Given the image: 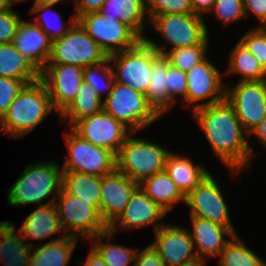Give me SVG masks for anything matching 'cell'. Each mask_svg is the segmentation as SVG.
Returning <instances> with one entry per match:
<instances>
[{"label":"cell","mask_w":266,"mask_h":266,"mask_svg":"<svg viewBox=\"0 0 266 266\" xmlns=\"http://www.w3.org/2000/svg\"><path fill=\"white\" fill-rule=\"evenodd\" d=\"M192 113L214 155L231 175L251 166L257 153L251 148L249 134L227 100L197 108Z\"/></svg>","instance_id":"1"},{"label":"cell","mask_w":266,"mask_h":266,"mask_svg":"<svg viewBox=\"0 0 266 266\" xmlns=\"http://www.w3.org/2000/svg\"><path fill=\"white\" fill-rule=\"evenodd\" d=\"M62 177L63 170L59 162H33L26 166L8 189L7 203L18 208L30 204L44 206L55 203L62 189ZM45 199L49 200L45 202Z\"/></svg>","instance_id":"2"},{"label":"cell","mask_w":266,"mask_h":266,"mask_svg":"<svg viewBox=\"0 0 266 266\" xmlns=\"http://www.w3.org/2000/svg\"><path fill=\"white\" fill-rule=\"evenodd\" d=\"M54 108L45 84L39 79L25 85L0 119V132L17 139L33 131Z\"/></svg>","instance_id":"3"},{"label":"cell","mask_w":266,"mask_h":266,"mask_svg":"<svg viewBox=\"0 0 266 266\" xmlns=\"http://www.w3.org/2000/svg\"><path fill=\"white\" fill-rule=\"evenodd\" d=\"M206 18L197 14H163L153 16L150 24L156 33L167 43L158 44L155 39L147 36L144 40L159 54L181 47L210 45ZM171 46L169 49H166Z\"/></svg>","instance_id":"4"},{"label":"cell","mask_w":266,"mask_h":266,"mask_svg":"<svg viewBox=\"0 0 266 266\" xmlns=\"http://www.w3.org/2000/svg\"><path fill=\"white\" fill-rule=\"evenodd\" d=\"M132 132L116 154V170L140 184L143 180L165 170L166 147L146 138H138Z\"/></svg>","instance_id":"5"},{"label":"cell","mask_w":266,"mask_h":266,"mask_svg":"<svg viewBox=\"0 0 266 266\" xmlns=\"http://www.w3.org/2000/svg\"><path fill=\"white\" fill-rule=\"evenodd\" d=\"M103 110L137 134L160 119L145 94L115 81L103 100Z\"/></svg>","instance_id":"6"},{"label":"cell","mask_w":266,"mask_h":266,"mask_svg":"<svg viewBox=\"0 0 266 266\" xmlns=\"http://www.w3.org/2000/svg\"><path fill=\"white\" fill-rule=\"evenodd\" d=\"M160 55L145 40L131 49L109 55L114 81L146 94L153 63Z\"/></svg>","instance_id":"7"},{"label":"cell","mask_w":266,"mask_h":266,"mask_svg":"<svg viewBox=\"0 0 266 266\" xmlns=\"http://www.w3.org/2000/svg\"><path fill=\"white\" fill-rule=\"evenodd\" d=\"M61 226L67 236L89 241L97 234L108 230L99 210L75 195L61 189L55 199Z\"/></svg>","instance_id":"8"},{"label":"cell","mask_w":266,"mask_h":266,"mask_svg":"<svg viewBox=\"0 0 266 266\" xmlns=\"http://www.w3.org/2000/svg\"><path fill=\"white\" fill-rule=\"evenodd\" d=\"M107 60L105 51L76 21L63 37L52 41V51L47 64H67L85 68Z\"/></svg>","instance_id":"9"},{"label":"cell","mask_w":266,"mask_h":266,"mask_svg":"<svg viewBox=\"0 0 266 266\" xmlns=\"http://www.w3.org/2000/svg\"><path fill=\"white\" fill-rule=\"evenodd\" d=\"M69 127L64 132V139L69 155L61 169L63 171L81 172L99 177L116 170V154L81 138Z\"/></svg>","instance_id":"10"},{"label":"cell","mask_w":266,"mask_h":266,"mask_svg":"<svg viewBox=\"0 0 266 266\" xmlns=\"http://www.w3.org/2000/svg\"><path fill=\"white\" fill-rule=\"evenodd\" d=\"M77 21L108 56L131 49L142 40L120 20L100 12L85 14Z\"/></svg>","instance_id":"11"},{"label":"cell","mask_w":266,"mask_h":266,"mask_svg":"<svg viewBox=\"0 0 266 266\" xmlns=\"http://www.w3.org/2000/svg\"><path fill=\"white\" fill-rule=\"evenodd\" d=\"M222 79L225 80L224 72L207 57L190 69L187 72L186 108L193 111L224 101L226 84Z\"/></svg>","instance_id":"12"},{"label":"cell","mask_w":266,"mask_h":266,"mask_svg":"<svg viewBox=\"0 0 266 266\" xmlns=\"http://www.w3.org/2000/svg\"><path fill=\"white\" fill-rule=\"evenodd\" d=\"M236 83L232 87L226 83L225 100L249 134L266 117V80Z\"/></svg>","instance_id":"13"},{"label":"cell","mask_w":266,"mask_h":266,"mask_svg":"<svg viewBox=\"0 0 266 266\" xmlns=\"http://www.w3.org/2000/svg\"><path fill=\"white\" fill-rule=\"evenodd\" d=\"M186 206L190 208V216H197L222 226L228 227L235 235V227L229 216L228 204L222 188L212 173L185 196Z\"/></svg>","instance_id":"14"},{"label":"cell","mask_w":266,"mask_h":266,"mask_svg":"<svg viewBox=\"0 0 266 266\" xmlns=\"http://www.w3.org/2000/svg\"><path fill=\"white\" fill-rule=\"evenodd\" d=\"M150 244L166 266L203 265L197 258L193 241L185 226L165 223Z\"/></svg>","instance_id":"15"},{"label":"cell","mask_w":266,"mask_h":266,"mask_svg":"<svg viewBox=\"0 0 266 266\" xmlns=\"http://www.w3.org/2000/svg\"><path fill=\"white\" fill-rule=\"evenodd\" d=\"M70 128L93 145L107 148L115 154L132 133L123 123L104 110L77 120Z\"/></svg>","instance_id":"16"},{"label":"cell","mask_w":266,"mask_h":266,"mask_svg":"<svg viewBox=\"0 0 266 266\" xmlns=\"http://www.w3.org/2000/svg\"><path fill=\"white\" fill-rule=\"evenodd\" d=\"M84 68L67 64H47L40 71L54 111L60 115L74 100L83 81Z\"/></svg>","instance_id":"17"},{"label":"cell","mask_w":266,"mask_h":266,"mask_svg":"<svg viewBox=\"0 0 266 266\" xmlns=\"http://www.w3.org/2000/svg\"><path fill=\"white\" fill-rule=\"evenodd\" d=\"M167 212L155 203L140 187L132 194L130 201L120 216L108 227L114 233L117 229L130 231L154 225L156 232L166 222H162Z\"/></svg>","instance_id":"18"},{"label":"cell","mask_w":266,"mask_h":266,"mask_svg":"<svg viewBox=\"0 0 266 266\" xmlns=\"http://www.w3.org/2000/svg\"><path fill=\"white\" fill-rule=\"evenodd\" d=\"M138 187L137 182L117 170L101 177L100 215L108 227L120 216Z\"/></svg>","instance_id":"19"},{"label":"cell","mask_w":266,"mask_h":266,"mask_svg":"<svg viewBox=\"0 0 266 266\" xmlns=\"http://www.w3.org/2000/svg\"><path fill=\"white\" fill-rule=\"evenodd\" d=\"M190 219L192 231L189 230V232L196 256L206 266L207 259L209 257L218 258L221 251L235 234L228 227L209 220L197 216H190Z\"/></svg>","instance_id":"20"},{"label":"cell","mask_w":266,"mask_h":266,"mask_svg":"<svg viewBox=\"0 0 266 266\" xmlns=\"http://www.w3.org/2000/svg\"><path fill=\"white\" fill-rule=\"evenodd\" d=\"M12 44L40 72L48 63L52 40L34 22L21 20Z\"/></svg>","instance_id":"21"},{"label":"cell","mask_w":266,"mask_h":266,"mask_svg":"<svg viewBox=\"0 0 266 266\" xmlns=\"http://www.w3.org/2000/svg\"><path fill=\"white\" fill-rule=\"evenodd\" d=\"M17 230L21 233L23 239L32 247L34 246L33 243L31 241L28 242V240L38 241L45 238H53V235L61 231L63 232L62 234H65L55 203L36 206Z\"/></svg>","instance_id":"22"},{"label":"cell","mask_w":266,"mask_h":266,"mask_svg":"<svg viewBox=\"0 0 266 266\" xmlns=\"http://www.w3.org/2000/svg\"><path fill=\"white\" fill-rule=\"evenodd\" d=\"M191 157H185L173 150L167 155L165 172L186 196L210 173L202 164H194Z\"/></svg>","instance_id":"23"},{"label":"cell","mask_w":266,"mask_h":266,"mask_svg":"<svg viewBox=\"0 0 266 266\" xmlns=\"http://www.w3.org/2000/svg\"><path fill=\"white\" fill-rule=\"evenodd\" d=\"M99 12L104 16L120 20L142 40L146 38L145 25L150 19L146 12L145 0H106Z\"/></svg>","instance_id":"24"},{"label":"cell","mask_w":266,"mask_h":266,"mask_svg":"<svg viewBox=\"0 0 266 266\" xmlns=\"http://www.w3.org/2000/svg\"><path fill=\"white\" fill-rule=\"evenodd\" d=\"M17 231V232H16ZM32 246L13 222L0 221V262L5 266H30Z\"/></svg>","instance_id":"25"},{"label":"cell","mask_w":266,"mask_h":266,"mask_svg":"<svg viewBox=\"0 0 266 266\" xmlns=\"http://www.w3.org/2000/svg\"><path fill=\"white\" fill-rule=\"evenodd\" d=\"M78 241L76 237L63 234L44 244L33 246L30 266H68Z\"/></svg>","instance_id":"26"},{"label":"cell","mask_w":266,"mask_h":266,"mask_svg":"<svg viewBox=\"0 0 266 266\" xmlns=\"http://www.w3.org/2000/svg\"><path fill=\"white\" fill-rule=\"evenodd\" d=\"M139 187L167 213L178 203H185V195L164 171L143 180Z\"/></svg>","instance_id":"27"},{"label":"cell","mask_w":266,"mask_h":266,"mask_svg":"<svg viewBox=\"0 0 266 266\" xmlns=\"http://www.w3.org/2000/svg\"><path fill=\"white\" fill-rule=\"evenodd\" d=\"M228 61L225 78L233 74L240 76L237 82L266 80V70L240 40L231 49Z\"/></svg>","instance_id":"28"},{"label":"cell","mask_w":266,"mask_h":266,"mask_svg":"<svg viewBox=\"0 0 266 266\" xmlns=\"http://www.w3.org/2000/svg\"><path fill=\"white\" fill-rule=\"evenodd\" d=\"M168 59L160 55L153 63L150 81L146 91L149 105L161 117L175 105L167 89Z\"/></svg>","instance_id":"29"},{"label":"cell","mask_w":266,"mask_h":266,"mask_svg":"<svg viewBox=\"0 0 266 266\" xmlns=\"http://www.w3.org/2000/svg\"><path fill=\"white\" fill-rule=\"evenodd\" d=\"M0 77L20 79L26 85L40 79V72L12 43L0 44Z\"/></svg>","instance_id":"30"},{"label":"cell","mask_w":266,"mask_h":266,"mask_svg":"<svg viewBox=\"0 0 266 266\" xmlns=\"http://www.w3.org/2000/svg\"><path fill=\"white\" fill-rule=\"evenodd\" d=\"M101 177L81 172L63 171L62 189L84 202L96 207L100 212Z\"/></svg>","instance_id":"31"},{"label":"cell","mask_w":266,"mask_h":266,"mask_svg":"<svg viewBox=\"0 0 266 266\" xmlns=\"http://www.w3.org/2000/svg\"><path fill=\"white\" fill-rule=\"evenodd\" d=\"M102 110L103 100L92 87L83 82L74 100L59 115V119L70 128L77 120L90 117ZM66 119L69 121L66 122Z\"/></svg>","instance_id":"32"},{"label":"cell","mask_w":266,"mask_h":266,"mask_svg":"<svg viewBox=\"0 0 266 266\" xmlns=\"http://www.w3.org/2000/svg\"><path fill=\"white\" fill-rule=\"evenodd\" d=\"M114 232L109 229L91 238V247L103 258L108 266H133L138 249L112 242ZM103 238H108L103 243Z\"/></svg>","instance_id":"33"},{"label":"cell","mask_w":266,"mask_h":266,"mask_svg":"<svg viewBox=\"0 0 266 266\" xmlns=\"http://www.w3.org/2000/svg\"><path fill=\"white\" fill-rule=\"evenodd\" d=\"M236 234L230 239L218 258L219 266H264V261Z\"/></svg>","instance_id":"34"},{"label":"cell","mask_w":266,"mask_h":266,"mask_svg":"<svg viewBox=\"0 0 266 266\" xmlns=\"http://www.w3.org/2000/svg\"><path fill=\"white\" fill-rule=\"evenodd\" d=\"M29 14L33 16L39 14V16H35L36 18L34 17V23L37 24L52 41L63 37L77 21L75 15H73L70 17L69 24H65L60 13L53 10L52 6L32 5ZM48 15H51L50 17L53 18L55 22H52Z\"/></svg>","instance_id":"35"},{"label":"cell","mask_w":266,"mask_h":266,"mask_svg":"<svg viewBox=\"0 0 266 266\" xmlns=\"http://www.w3.org/2000/svg\"><path fill=\"white\" fill-rule=\"evenodd\" d=\"M83 81L92 87L97 95L103 100V94L106 97L111 91L114 83V75L109 60L95 66H88L84 68Z\"/></svg>","instance_id":"36"},{"label":"cell","mask_w":266,"mask_h":266,"mask_svg":"<svg viewBox=\"0 0 266 266\" xmlns=\"http://www.w3.org/2000/svg\"><path fill=\"white\" fill-rule=\"evenodd\" d=\"M208 47L209 45L181 47L168 51L164 56L169 60L170 65L187 73L207 57Z\"/></svg>","instance_id":"37"},{"label":"cell","mask_w":266,"mask_h":266,"mask_svg":"<svg viewBox=\"0 0 266 266\" xmlns=\"http://www.w3.org/2000/svg\"><path fill=\"white\" fill-rule=\"evenodd\" d=\"M148 18L163 14H194L190 0H145Z\"/></svg>","instance_id":"38"},{"label":"cell","mask_w":266,"mask_h":266,"mask_svg":"<svg viewBox=\"0 0 266 266\" xmlns=\"http://www.w3.org/2000/svg\"><path fill=\"white\" fill-rule=\"evenodd\" d=\"M211 13L226 27L246 17L243 0H215Z\"/></svg>","instance_id":"39"},{"label":"cell","mask_w":266,"mask_h":266,"mask_svg":"<svg viewBox=\"0 0 266 266\" xmlns=\"http://www.w3.org/2000/svg\"><path fill=\"white\" fill-rule=\"evenodd\" d=\"M239 40L251 51L266 70V28L255 26V28L253 27L241 35Z\"/></svg>","instance_id":"40"},{"label":"cell","mask_w":266,"mask_h":266,"mask_svg":"<svg viewBox=\"0 0 266 266\" xmlns=\"http://www.w3.org/2000/svg\"><path fill=\"white\" fill-rule=\"evenodd\" d=\"M167 89L170 99L177 104L181 98L184 108L186 107L187 73L170 65L168 60Z\"/></svg>","instance_id":"41"},{"label":"cell","mask_w":266,"mask_h":266,"mask_svg":"<svg viewBox=\"0 0 266 266\" xmlns=\"http://www.w3.org/2000/svg\"><path fill=\"white\" fill-rule=\"evenodd\" d=\"M25 85L20 79L0 77V119Z\"/></svg>","instance_id":"42"},{"label":"cell","mask_w":266,"mask_h":266,"mask_svg":"<svg viewBox=\"0 0 266 266\" xmlns=\"http://www.w3.org/2000/svg\"><path fill=\"white\" fill-rule=\"evenodd\" d=\"M22 19L14 9L0 12V44L12 43Z\"/></svg>","instance_id":"43"},{"label":"cell","mask_w":266,"mask_h":266,"mask_svg":"<svg viewBox=\"0 0 266 266\" xmlns=\"http://www.w3.org/2000/svg\"><path fill=\"white\" fill-rule=\"evenodd\" d=\"M244 12L247 16L252 15L258 20V27L266 26V0H243Z\"/></svg>","instance_id":"44"},{"label":"cell","mask_w":266,"mask_h":266,"mask_svg":"<svg viewBox=\"0 0 266 266\" xmlns=\"http://www.w3.org/2000/svg\"><path fill=\"white\" fill-rule=\"evenodd\" d=\"M133 266H166V264L149 244L143 250L137 251Z\"/></svg>","instance_id":"45"},{"label":"cell","mask_w":266,"mask_h":266,"mask_svg":"<svg viewBox=\"0 0 266 266\" xmlns=\"http://www.w3.org/2000/svg\"><path fill=\"white\" fill-rule=\"evenodd\" d=\"M105 1L106 0H75L74 15L76 20L85 14L99 12Z\"/></svg>","instance_id":"46"},{"label":"cell","mask_w":266,"mask_h":266,"mask_svg":"<svg viewBox=\"0 0 266 266\" xmlns=\"http://www.w3.org/2000/svg\"><path fill=\"white\" fill-rule=\"evenodd\" d=\"M194 14L200 15L205 18V14L209 12L214 6L215 0H190Z\"/></svg>","instance_id":"47"},{"label":"cell","mask_w":266,"mask_h":266,"mask_svg":"<svg viewBox=\"0 0 266 266\" xmlns=\"http://www.w3.org/2000/svg\"><path fill=\"white\" fill-rule=\"evenodd\" d=\"M86 260L80 262L82 266H108L103 258L90 246Z\"/></svg>","instance_id":"48"},{"label":"cell","mask_w":266,"mask_h":266,"mask_svg":"<svg viewBox=\"0 0 266 266\" xmlns=\"http://www.w3.org/2000/svg\"><path fill=\"white\" fill-rule=\"evenodd\" d=\"M252 136L257 138L258 142L266 148V117L249 133V138Z\"/></svg>","instance_id":"49"},{"label":"cell","mask_w":266,"mask_h":266,"mask_svg":"<svg viewBox=\"0 0 266 266\" xmlns=\"http://www.w3.org/2000/svg\"><path fill=\"white\" fill-rule=\"evenodd\" d=\"M34 3L32 5H40V6H55L58 3L64 2V0H33ZM73 0V4H74Z\"/></svg>","instance_id":"50"},{"label":"cell","mask_w":266,"mask_h":266,"mask_svg":"<svg viewBox=\"0 0 266 266\" xmlns=\"http://www.w3.org/2000/svg\"><path fill=\"white\" fill-rule=\"evenodd\" d=\"M14 2L12 0H0V12L13 9Z\"/></svg>","instance_id":"51"},{"label":"cell","mask_w":266,"mask_h":266,"mask_svg":"<svg viewBox=\"0 0 266 266\" xmlns=\"http://www.w3.org/2000/svg\"><path fill=\"white\" fill-rule=\"evenodd\" d=\"M12 1L14 2V4H16V3L27 1V0H12Z\"/></svg>","instance_id":"52"}]
</instances>
